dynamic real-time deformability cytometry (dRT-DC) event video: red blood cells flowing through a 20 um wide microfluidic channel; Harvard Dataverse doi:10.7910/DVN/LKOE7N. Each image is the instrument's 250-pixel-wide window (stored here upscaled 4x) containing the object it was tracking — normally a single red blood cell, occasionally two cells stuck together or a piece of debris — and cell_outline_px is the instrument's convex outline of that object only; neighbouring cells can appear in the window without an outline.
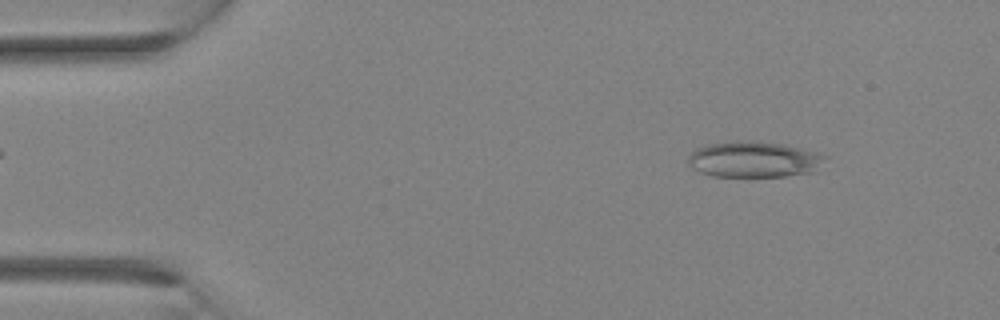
{"species": "Egyptian fruit bat (a non-hibernating species)", "species_latin": "Rousettus aegyptiacus", "temperature_condition": "room temperature", "stored_images_in_passage": 31, "camera_frame_rate_fps": 3000, "um_per_image_px": 0.085, "animal": {"sex": "female"}, "frame": {"image": 1, "passage_image": 3, "time_ms": 0.667, "image_size_px": [1000, 320], "cell_outline_px": [[828, 156], [816, 172], [784, 176], [712, 176], [700, 172], [692, 168], [688, 164], [688, 156], [696, 148], [704, 144], [732, 140], [756, 140], [784, 144], [820, 152]], "centroid_in_image_um": [64.1, 13.53], "position_along_channel_um": 20.9, "area_um2": 29.36}}
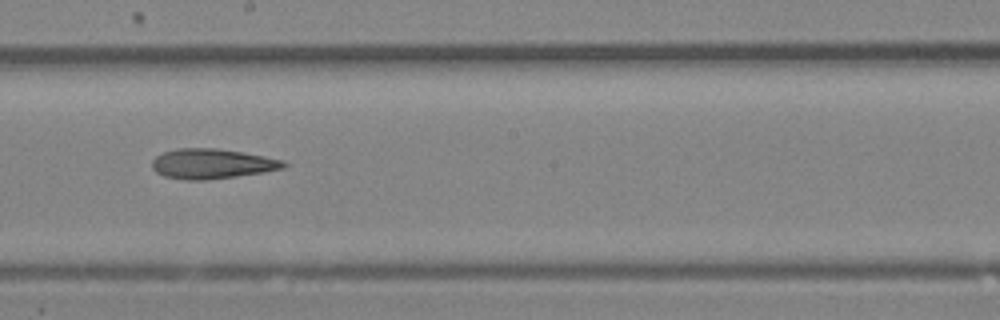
{"frame": {"image": 2, "passage_image": 17, "time_ms": 5.333, "image_size_px": [1000, 320], "cell_outline_px": [[288, 164], [284, 168], [264, 172], [208, 180], [188, 180], [164, 176], [156, 172], [152, 168], [152, 160], [156, 156], [164, 152], [180, 148], [216, 148], [264, 156], [284, 160]], "centroid_in_image_um": [18.02, 13.92], "position_along_channel_um": 230.2, "area_um2": 22.89}}
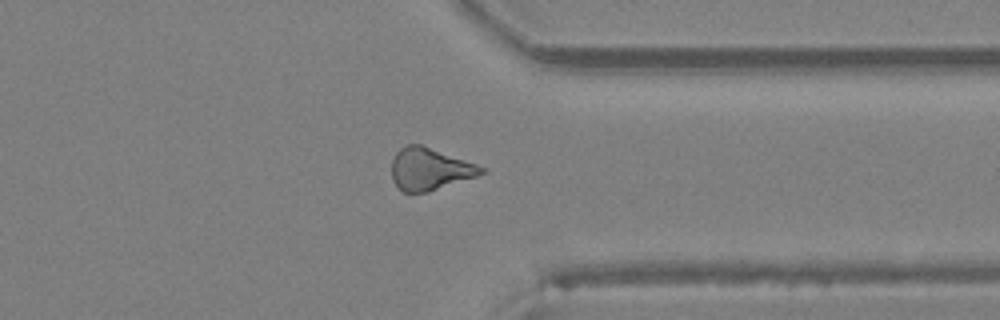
{"frame": {"image": 3, "passage_image": 24, "time_ms": 7.667, "image_size_px": [1000, 320], "cell_outline_px": [[488, 172], [428, 192], [404, 192], [392, 180], [392, 160], [396, 152], [400, 148], [408, 144], [420, 144], [488, 168]], "centroid_in_image_um": [36.55, 14.36], "position_along_channel_um": 374.9, "area_um2": 21.91}}